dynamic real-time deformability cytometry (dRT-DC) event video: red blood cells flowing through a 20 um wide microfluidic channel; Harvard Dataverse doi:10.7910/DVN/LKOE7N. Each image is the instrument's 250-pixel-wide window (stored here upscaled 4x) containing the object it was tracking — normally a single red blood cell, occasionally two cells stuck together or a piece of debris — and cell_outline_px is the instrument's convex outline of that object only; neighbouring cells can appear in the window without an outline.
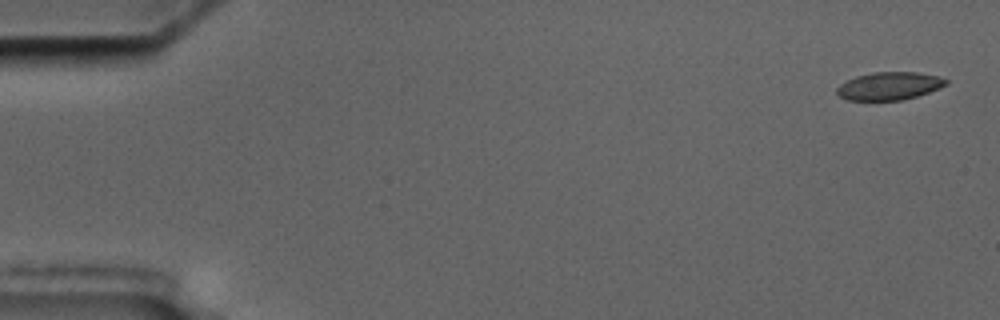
{"species": "common noctule bat (a hibernating species)", "species_latin": "Nyctalus noctula", "temperature_condition": "cold", "stored_images_in_passage": 4, "camera_frame_rate_fps": 3000, "um_per_image_px": 0.085, "animal": {"sex": "male", "body_mass_g": 17.5, "forearm_length_mm": 52.3}, "frame": {"image": 1, "passage_image": 1, "time_ms": 0.0, "image_size_px": [1000, 320], "cell_outline_px": [[948, 84], [940, 88], [904, 100], [848, 100], [840, 96], [836, 92], [836, 88], [840, 84], [856, 76], [872, 72], [916, 72], [940, 76], [948, 80]], "centroid_in_image_um": [75.61, 7.3], "position_along_channel_um": 9.4, "area_um2": 17.74}}
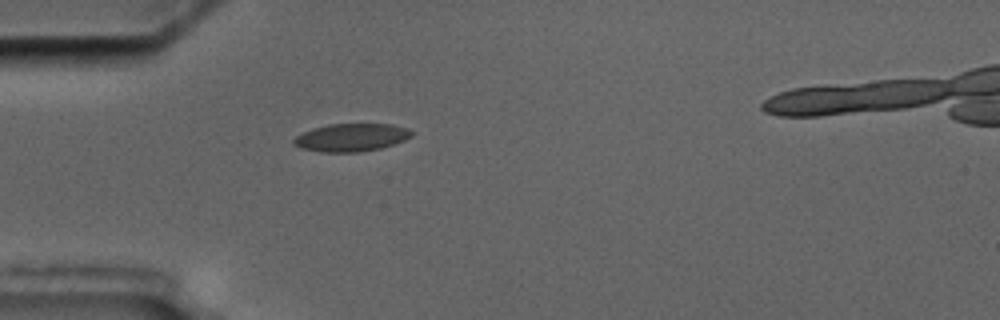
{"frame": {"image": 2, "passage_image": 4, "time_ms": 5.0, "image_size_px": [1000, 320], "cell_outline_px": [[412, 136], [404, 140], [380, 148], [360, 152], [320, 152], [300, 148], [292, 144], [292, 140], [296, 136], [312, 128], [328, 124], [392, 124], [408, 128], [412, 132]], "centroid_in_image_um": [29.82, 11.68], "position_along_channel_um": 55.2, "area_um2": 19.19}}